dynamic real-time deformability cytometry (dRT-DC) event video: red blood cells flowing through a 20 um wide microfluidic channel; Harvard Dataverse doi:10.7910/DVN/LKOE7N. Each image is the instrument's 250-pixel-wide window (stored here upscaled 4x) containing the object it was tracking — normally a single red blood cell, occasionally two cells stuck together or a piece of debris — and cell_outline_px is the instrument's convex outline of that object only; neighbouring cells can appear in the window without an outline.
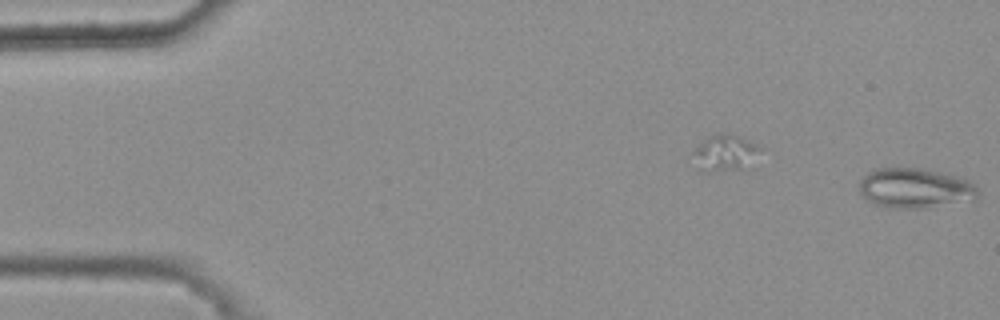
{"species": "common noctule bat (a hibernating species)", "species_latin": "Nyctalus noctula", "temperature_condition": "warm", "stored_images_in_passage": 10, "segment_of_instrument_passage": [2, 2], "camera_frame_rate_fps": 3000, "um_per_image_px": 0.085, "animal": {"sex": "female", "body_mass_g": 25.1}, "frame": {"image": 1, "passage_image": 10, "time_ms": 3.0, "image_size_px": [1000, 320], "cell_outline_px": [[980, 192], [976, 200], [924, 208], [888, 208], [876, 204], [868, 200], [860, 192], [860, 180], [868, 172], [876, 168], [916, 168], [940, 172], [956, 176], [968, 180]], "centroid_in_image_um": [77.8, 16.0], "position_along_channel_um": 7.2, "area_um2": 27.57}}